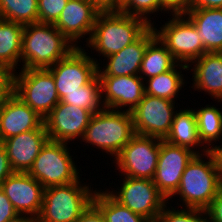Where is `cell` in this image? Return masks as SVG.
<instances>
[{"label":"cell","instance_id":"7402d4cb","mask_svg":"<svg viewBox=\"0 0 222 222\" xmlns=\"http://www.w3.org/2000/svg\"><path fill=\"white\" fill-rule=\"evenodd\" d=\"M185 15L197 28L205 51L222 52V8H190Z\"/></svg>","mask_w":222,"mask_h":222},{"label":"cell","instance_id":"ab89813d","mask_svg":"<svg viewBox=\"0 0 222 222\" xmlns=\"http://www.w3.org/2000/svg\"><path fill=\"white\" fill-rule=\"evenodd\" d=\"M190 8H222V0H191Z\"/></svg>","mask_w":222,"mask_h":222},{"label":"cell","instance_id":"1f68e13d","mask_svg":"<svg viewBox=\"0 0 222 222\" xmlns=\"http://www.w3.org/2000/svg\"><path fill=\"white\" fill-rule=\"evenodd\" d=\"M118 10L123 14L142 18L149 25L155 26L154 21L152 23V17L150 16L153 14L156 15V13L160 11V2L159 0H123L120 3Z\"/></svg>","mask_w":222,"mask_h":222},{"label":"cell","instance_id":"44dd1931","mask_svg":"<svg viewBox=\"0 0 222 222\" xmlns=\"http://www.w3.org/2000/svg\"><path fill=\"white\" fill-rule=\"evenodd\" d=\"M193 65V67L191 66ZM192 89L209 94L213 101L222 102V52L205 53L189 66Z\"/></svg>","mask_w":222,"mask_h":222},{"label":"cell","instance_id":"836d02e7","mask_svg":"<svg viewBox=\"0 0 222 222\" xmlns=\"http://www.w3.org/2000/svg\"><path fill=\"white\" fill-rule=\"evenodd\" d=\"M160 11L171 15H185L191 7V0H159Z\"/></svg>","mask_w":222,"mask_h":222},{"label":"cell","instance_id":"3957f363","mask_svg":"<svg viewBox=\"0 0 222 222\" xmlns=\"http://www.w3.org/2000/svg\"><path fill=\"white\" fill-rule=\"evenodd\" d=\"M76 48L53 24L24 25L21 69H48Z\"/></svg>","mask_w":222,"mask_h":222},{"label":"cell","instance_id":"ffe728a7","mask_svg":"<svg viewBox=\"0 0 222 222\" xmlns=\"http://www.w3.org/2000/svg\"><path fill=\"white\" fill-rule=\"evenodd\" d=\"M48 140L46 129H35L9 137L1 144L13 171L27 173Z\"/></svg>","mask_w":222,"mask_h":222},{"label":"cell","instance_id":"7bdbcfd3","mask_svg":"<svg viewBox=\"0 0 222 222\" xmlns=\"http://www.w3.org/2000/svg\"><path fill=\"white\" fill-rule=\"evenodd\" d=\"M6 222H37V218L29 215L18 214L12 219H9Z\"/></svg>","mask_w":222,"mask_h":222},{"label":"cell","instance_id":"6da1fadb","mask_svg":"<svg viewBox=\"0 0 222 222\" xmlns=\"http://www.w3.org/2000/svg\"><path fill=\"white\" fill-rule=\"evenodd\" d=\"M150 26L142 18L123 14L119 10H102L85 46L105 59L136 41Z\"/></svg>","mask_w":222,"mask_h":222},{"label":"cell","instance_id":"8fae6325","mask_svg":"<svg viewBox=\"0 0 222 222\" xmlns=\"http://www.w3.org/2000/svg\"><path fill=\"white\" fill-rule=\"evenodd\" d=\"M90 55L84 47H76L47 69L53 75L60 100L68 93L80 90L98 75L100 63Z\"/></svg>","mask_w":222,"mask_h":222},{"label":"cell","instance_id":"83f0119b","mask_svg":"<svg viewBox=\"0 0 222 222\" xmlns=\"http://www.w3.org/2000/svg\"><path fill=\"white\" fill-rule=\"evenodd\" d=\"M93 204L101 211L106 222H152L121 205L107 190L97 189L93 196Z\"/></svg>","mask_w":222,"mask_h":222},{"label":"cell","instance_id":"5b68a950","mask_svg":"<svg viewBox=\"0 0 222 222\" xmlns=\"http://www.w3.org/2000/svg\"><path fill=\"white\" fill-rule=\"evenodd\" d=\"M80 180L81 177L75 182L45 188L37 222H76L93 203L97 189Z\"/></svg>","mask_w":222,"mask_h":222},{"label":"cell","instance_id":"74e56055","mask_svg":"<svg viewBox=\"0 0 222 222\" xmlns=\"http://www.w3.org/2000/svg\"><path fill=\"white\" fill-rule=\"evenodd\" d=\"M76 222H106L101 211L92 203Z\"/></svg>","mask_w":222,"mask_h":222},{"label":"cell","instance_id":"e0dca14e","mask_svg":"<svg viewBox=\"0 0 222 222\" xmlns=\"http://www.w3.org/2000/svg\"><path fill=\"white\" fill-rule=\"evenodd\" d=\"M98 77L104 108L132 112L143 99L145 86L139 75Z\"/></svg>","mask_w":222,"mask_h":222},{"label":"cell","instance_id":"30bf717a","mask_svg":"<svg viewBox=\"0 0 222 222\" xmlns=\"http://www.w3.org/2000/svg\"><path fill=\"white\" fill-rule=\"evenodd\" d=\"M162 139L135 134L132 139L122 148L121 152L112 159L119 172V176L134 178H146L153 180L160 143Z\"/></svg>","mask_w":222,"mask_h":222},{"label":"cell","instance_id":"d4e9b609","mask_svg":"<svg viewBox=\"0 0 222 222\" xmlns=\"http://www.w3.org/2000/svg\"><path fill=\"white\" fill-rule=\"evenodd\" d=\"M188 68V65L177 63L171 70L146 79L145 94L171 101L177 100L180 90L186 83L184 75L181 74L182 70L189 71Z\"/></svg>","mask_w":222,"mask_h":222},{"label":"cell","instance_id":"603a6c76","mask_svg":"<svg viewBox=\"0 0 222 222\" xmlns=\"http://www.w3.org/2000/svg\"><path fill=\"white\" fill-rule=\"evenodd\" d=\"M179 109L175 112L170 131L164 140L173 145L189 148L196 154L209 152L199 138L194 109Z\"/></svg>","mask_w":222,"mask_h":222},{"label":"cell","instance_id":"9c48e42d","mask_svg":"<svg viewBox=\"0 0 222 222\" xmlns=\"http://www.w3.org/2000/svg\"><path fill=\"white\" fill-rule=\"evenodd\" d=\"M121 187L116 190L107 189V192L121 205L132 212L151 221L158 220L167 199L159 192L153 180L124 176ZM118 190V191H117Z\"/></svg>","mask_w":222,"mask_h":222},{"label":"cell","instance_id":"d6986e66","mask_svg":"<svg viewBox=\"0 0 222 222\" xmlns=\"http://www.w3.org/2000/svg\"><path fill=\"white\" fill-rule=\"evenodd\" d=\"M156 37L154 25L150 26L136 41L112 54L98 65V76H131L139 75L141 63L147 45ZM101 65V66H100ZM104 68V69H102Z\"/></svg>","mask_w":222,"mask_h":222},{"label":"cell","instance_id":"f546056e","mask_svg":"<svg viewBox=\"0 0 222 222\" xmlns=\"http://www.w3.org/2000/svg\"><path fill=\"white\" fill-rule=\"evenodd\" d=\"M0 17L22 25L38 22V0H0Z\"/></svg>","mask_w":222,"mask_h":222},{"label":"cell","instance_id":"e575fe53","mask_svg":"<svg viewBox=\"0 0 222 222\" xmlns=\"http://www.w3.org/2000/svg\"><path fill=\"white\" fill-rule=\"evenodd\" d=\"M17 215L12 203L0 188V222H6Z\"/></svg>","mask_w":222,"mask_h":222},{"label":"cell","instance_id":"8992f818","mask_svg":"<svg viewBox=\"0 0 222 222\" xmlns=\"http://www.w3.org/2000/svg\"><path fill=\"white\" fill-rule=\"evenodd\" d=\"M68 146V143L48 140L27 173L44 188L77 181L82 176L78 172L81 169L75 165Z\"/></svg>","mask_w":222,"mask_h":222},{"label":"cell","instance_id":"8d00e7d4","mask_svg":"<svg viewBox=\"0 0 222 222\" xmlns=\"http://www.w3.org/2000/svg\"><path fill=\"white\" fill-rule=\"evenodd\" d=\"M210 222H222V189L206 209Z\"/></svg>","mask_w":222,"mask_h":222},{"label":"cell","instance_id":"277c9868","mask_svg":"<svg viewBox=\"0 0 222 222\" xmlns=\"http://www.w3.org/2000/svg\"><path fill=\"white\" fill-rule=\"evenodd\" d=\"M134 135L131 112L104 108L93 114L80 142L116 157Z\"/></svg>","mask_w":222,"mask_h":222},{"label":"cell","instance_id":"b9f144b4","mask_svg":"<svg viewBox=\"0 0 222 222\" xmlns=\"http://www.w3.org/2000/svg\"><path fill=\"white\" fill-rule=\"evenodd\" d=\"M95 3L101 10H116V0H89Z\"/></svg>","mask_w":222,"mask_h":222},{"label":"cell","instance_id":"52a82bcc","mask_svg":"<svg viewBox=\"0 0 222 222\" xmlns=\"http://www.w3.org/2000/svg\"><path fill=\"white\" fill-rule=\"evenodd\" d=\"M12 73V92L43 119L60 102L53 75L47 69Z\"/></svg>","mask_w":222,"mask_h":222},{"label":"cell","instance_id":"7c38bea8","mask_svg":"<svg viewBox=\"0 0 222 222\" xmlns=\"http://www.w3.org/2000/svg\"><path fill=\"white\" fill-rule=\"evenodd\" d=\"M176 101L144 94L143 99L133 109L135 134L164 140L168 135L175 115Z\"/></svg>","mask_w":222,"mask_h":222},{"label":"cell","instance_id":"2e32d148","mask_svg":"<svg viewBox=\"0 0 222 222\" xmlns=\"http://www.w3.org/2000/svg\"><path fill=\"white\" fill-rule=\"evenodd\" d=\"M0 188L18 214L39 217L45 188L30 174L14 172L2 182Z\"/></svg>","mask_w":222,"mask_h":222},{"label":"cell","instance_id":"4fadbf2b","mask_svg":"<svg viewBox=\"0 0 222 222\" xmlns=\"http://www.w3.org/2000/svg\"><path fill=\"white\" fill-rule=\"evenodd\" d=\"M196 155L191 149L161 140L156 173L153 182L169 201L178 189L187 164Z\"/></svg>","mask_w":222,"mask_h":222},{"label":"cell","instance_id":"ba28073f","mask_svg":"<svg viewBox=\"0 0 222 222\" xmlns=\"http://www.w3.org/2000/svg\"><path fill=\"white\" fill-rule=\"evenodd\" d=\"M154 27L157 38L166 46L173 58L185 65L205 53L197 28L186 15H172L159 29Z\"/></svg>","mask_w":222,"mask_h":222},{"label":"cell","instance_id":"cb8c5ba5","mask_svg":"<svg viewBox=\"0 0 222 222\" xmlns=\"http://www.w3.org/2000/svg\"><path fill=\"white\" fill-rule=\"evenodd\" d=\"M23 31L24 25L0 18L1 70L14 73L20 69Z\"/></svg>","mask_w":222,"mask_h":222},{"label":"cell","instance_id":"9a60e30c","mask_svg":"<svg viewBox=\"0 0 222 222\" xmlns=\"http://www.w3.org/2000/svg\"><path fill=\"white\" fill-rule=\"evenodd\" d=\"M102 10L89 0H68L59 18L53 24L75 47L78 40H90L98 14Z\"/></svg>","mask_w":222,"mask_h":222},{"label":"cell","instance_id":"ee69618b","mask_svg":"<svg viewBox=\"0 0 222 222\" xmlns=\"http://www.w3.org/2000/svg\"><path fill=\"white\" fill-rule=\"evenodd\" d=\"M123 0H116V10H118L119 6H120V3L122 2Z\"/></svg>","mask_w":222,"mask_h":222},{"label":"cell","instance_id":"60d3db41","mask_svg":"<svg viewBox=\"0 0 222 222\" xmlns=\"http://www.w3.org/2000/svg\"><path fill=\"white\" fill-rule=\"evenodd\" d=\"M209 152L213 155L215 159L216 167L222 180V144L218 146L214 145Z\"/></svg>","mask_w":222,"mask_h":222},{"label":"cell","instance_id":"4dcf8cb0","mask_svg":"<svg viewBox=\"0 0 222 222\" xmlns=\"http://www.w3.org/2000/svg\"><path fill=\"white\" fill-rule=\"evenodd\" d=\"M166 204L158 217V222H210L209 215L205 209L182 208L176 209Z\"/></svg>","mask_w":222,"mask_h":222},{"label":"cell","instance_id":"5bb4252c","mask_svg":"<svg viewBox=\"0 0 222 222\" xmlns=\"http://www.w3.org/2000/svg\"><path fill=\"white\" fill-rule=\"evenodd\" d=\"M93 113L87 109L59 102L44 118L49 140L64 142L81 140Z\"/></svg>","mask_w":222,"mask_h":222},{"label":"cell","instance_id":"d6a6232c","mask_svg":"<svg viewBox=\"0 0 222 222\" xmlns=\"http://www.w3.org/2000/svg\"><path fill=\"white\" fill-rule=\"evenodd\" d=\"M68 0H38V22L54 24Z\"/></svg>","mask_w":222,"mask_h":222},{"label":"cell","instance_id":"d590c367","mask_svg":"<svg viewBox=\"0 0 222 222\" xmlns=\"http://www.w3.org/2000/svg\"><path fill=\"white\" fill-rule=\"evenodd\" d=\"M12 93V73L0 69V109Z\"/></svg>","mask_w":222,"mask_h":222},{"label":"cell","instance_id":"484cf974","mask_svg":"<svg viewBox=\"0 0 222 222\" xmlns=\"http://www.w3.org/2000/svg\"><path fill=\"white\" fill-rule=\"evenodd\" d=\"M178 62L157 36L147 45L139 76L145 81L171 70Z\"/></svg>","mask_w":222,"mask_h":222},{"label":"cell","instance_id":"4316f807","mask_svg":"<svg viewBox=\"0 0 222 222\" xmlns=\"http://www.w3.org/2000/svg\"><path fill=\"white\" fill-rule=\"evenodd\" d=\"M215 105L206 104L205 107L194 109L199 138L210 151L216 141L222 142V111ZM215 142V143H214ZM214 143V144H213Z\"/></svg>","mask_w":222,"mask_h":222},{"label":"cell","instance_id":"ac0fdd59","mask_svg":"<svg viewBox=\"0 0 222 222\" xmlns=\"http://www.w3.org/2000/svg\"><path fill=\"white\" fill-rule=\"evenodd\" d=\"M35 129H45L44 119L12 92L0 109V143Z\"/></svg>","mask_w":222,"mask_h":222},{"label":"cell","instance_id":"7a4b0ae2","mask_svg":"<svg viewBox=\"0 0 222 222\" xmlns=\"http://www.w3.org/2000/svg\"><path fill=\"white\" fill-rule=\"evenodd\" d=\"M221 189L222 180L213 155L210 152L196 154L187 164L172 198L179 196L177 200L182 201V205L177 201L178 208L206 210Z\"/></svg>","mask_w":222,"mask_h":222},{"label":"cell","instance_id":"f1b7e54d","mask_svg":"<svg viewBox=\"0 0 222 222\" xmlns=\"http://www.w3.org/2000/svg\"><path fill=\"white\" fill-rule=\"evenodd\" d=\"M60 101L87 109L93 114L102 111L104 105L98 75L90 83L80 87V90L68 93Z\"/></svg>","mask_w":222,"mask_h":222},{"label":"cell","instance_id":"f35d334b","mask_svg":"<svg viewBox=\"0 0 222 222\" xmlns=\"http://www.w3.org/2000/svg\"><path fill=\"white\" fill-rule=\"evenodd\" d=\"M13 173L14 171L11 168L6 150L4 146L0 143V186L2 182Z\"/></svg>","mask_w":222,"mask_h":222}]
</instances>
